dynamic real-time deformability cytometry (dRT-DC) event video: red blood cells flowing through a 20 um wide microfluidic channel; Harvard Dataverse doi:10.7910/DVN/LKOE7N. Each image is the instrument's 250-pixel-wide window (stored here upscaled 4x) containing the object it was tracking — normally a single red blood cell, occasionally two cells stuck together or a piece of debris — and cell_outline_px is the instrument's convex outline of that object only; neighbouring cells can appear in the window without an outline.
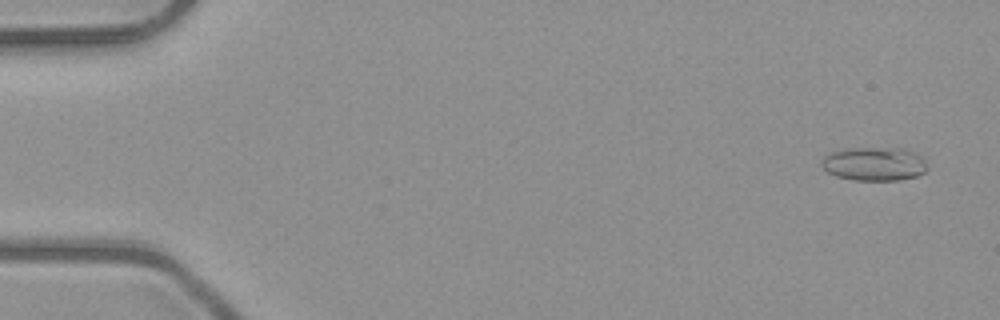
{"species": "common noctule bat (a hibernating species)", "species_latin": "Nyctalus noctula", "temperature_condition": "room temperature", "stored_images_in_passage": 51, "camera_frame_rate_fps": 3000, "um_per_image_px": 0.085, "animal": {"sex": "male", "body_mass_g": 23.1, "forearm_length_mm": 52.7}, "frame": {"image": 1, "passage_image": 1, "time_ms": 0.0, "image_size_px": [1000, 320], "cell_outline_px": [[928, 168], [924, 172], [916, 176], [900, 180], [852, 180], [836, 176], [828, 172], [820, 164], [820, 160], [828, 152], [848, 148], [908, 148], [920, 156], [924, 160]], "centroid_in_image_um": [74.29, 13.92], "position_along_channel_um": 10.7, "area_um2": 20.98}}